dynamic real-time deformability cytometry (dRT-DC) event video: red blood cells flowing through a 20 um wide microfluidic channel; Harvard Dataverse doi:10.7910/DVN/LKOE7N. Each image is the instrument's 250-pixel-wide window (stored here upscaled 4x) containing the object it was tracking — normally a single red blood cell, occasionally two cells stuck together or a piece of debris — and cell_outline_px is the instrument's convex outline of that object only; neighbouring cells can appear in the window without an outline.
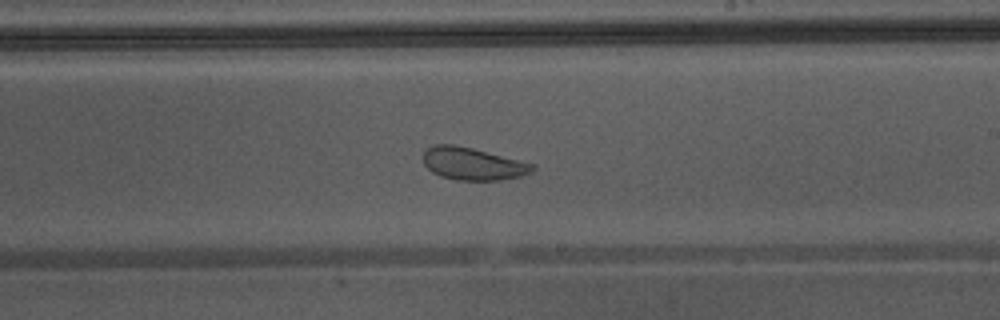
{"species": "Egyptian fruit bat (a non-hibernating species)", "species_latin": "Rousettus aegyptiacus", "temperature_condition": "warm", "stored_images_in_passage": 35, "camera_frame_rate_fps": 3000, "um_per_image_px": 0.085, "animal": {"sex": "male"}, "frame": {"image": 1, "passage_image": 16, "time_ms": 5.0, "image_size_px": [1000, 320], "cell_outline_px": [[536, 168], [532, 172], [520, 176], [496, 180], [456, 180], [440, 176], [432, 172], [424, 164], [424, 152], [432, 144], [452, 144], [472, 148], [536, 164]], "centroid_in_image_um": [40.19, 13.92], "position_along_channel_um": 248.8, "area_um2": 20.63}}
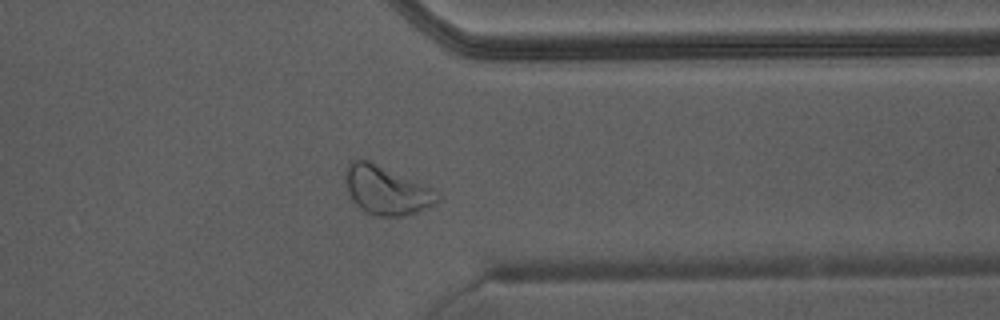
{"frame": {"image": 2, "passage_image": 25, "time_ms": 8.0, "image_size_px": [1000, 320], "cell_outline_px": [[440, 200], [436, 204], [428, 208], [416, 212], [400, 216], [376, 216], [360, 208], [352, 200], [348, 192], [344, 180], [344, 172], [348, 164], [352, 160], [368, 160], [432, 188], [440, 196]], "centroid_in_image_um": [32.83, 16.18], "position_along_channel_um": 378.6, "area_um2": 25.89}, "authors_computed_cell_mechanics": {"area_um2": 24.3338, "velocity_mm_per_s": 4.3734, "shape_relaxation_time_tau1_ms": null, "shape_relaxation_time_tau2_ms": 0.6876, "deformation_change_tau1": null, "deformation_change_tau2": 0.0723}}